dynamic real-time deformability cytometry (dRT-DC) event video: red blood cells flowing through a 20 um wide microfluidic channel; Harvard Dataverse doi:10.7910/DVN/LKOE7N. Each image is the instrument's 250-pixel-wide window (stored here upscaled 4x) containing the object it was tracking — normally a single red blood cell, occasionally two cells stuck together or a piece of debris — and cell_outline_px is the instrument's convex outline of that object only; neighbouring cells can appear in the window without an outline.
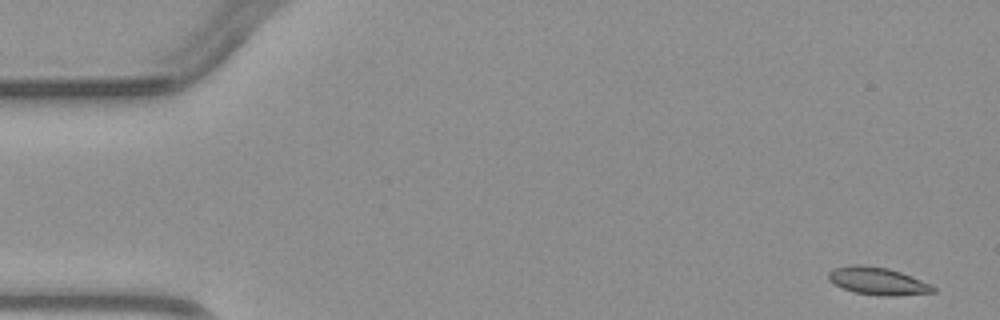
{"species": "common noctule bat (a hibernating species)", "species_latin": "Nyctalus noctula", "temperature_condition": "warm", "stored_images_in_passage": 4, "camera_frame_rate_fps": 3000, "um_per_image_px": 0.085, "animal": {"sex": "male", "body_mass_g": 23.1, "forearm_length_mm": 52.7}, "frame": {"image": 1, "passage_image": 1, "time_ms": 0.0, "image_size_px": [1000, 320], "cell_outline_px": [[936, 292], [892, 296], [884, 296], [856, 292], [844, 288], [828, 280], [828, 272], [832, 268], [852, 264], [864, 264], [888, 268], [912, 276], [936, 288]], "centroid_in_image_um": [74.58, 23.87], "position_along_channel_um": 10.4, "area_um2": 16.7}}